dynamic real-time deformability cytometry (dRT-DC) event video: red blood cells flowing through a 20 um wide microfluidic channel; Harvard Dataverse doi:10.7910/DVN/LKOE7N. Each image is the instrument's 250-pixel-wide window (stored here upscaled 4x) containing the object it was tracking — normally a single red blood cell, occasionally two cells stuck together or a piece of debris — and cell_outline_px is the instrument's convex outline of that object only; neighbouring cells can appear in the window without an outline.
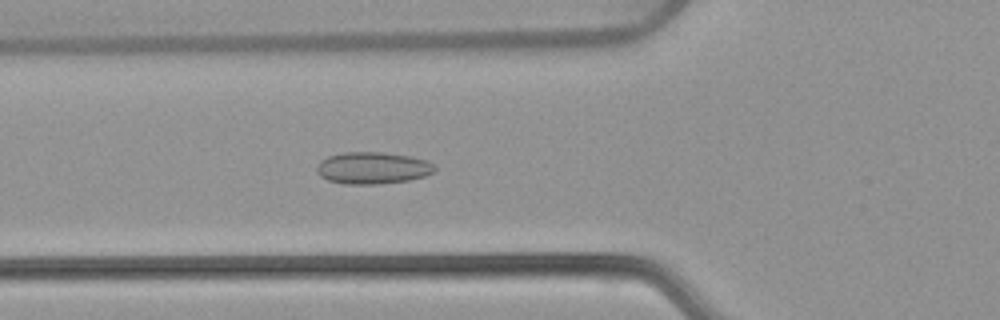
{"species": "common noctule bat (a hibernating species)", "species_latin": "Nyctalus noctula", "temperature_condition": "warm", "stored_images_in_passage": 43, "camera_frame_rate_fps": 3000, "um_per_image_px": 0.085, "animal": {"sex": "female", "body_mass_g": 22.7, "forearm_length_mm": 54.2}, "frame": {"image": 1, "passage_image": 10, "time_ms": 3.0, "image_size_px": [1000, 320], "cell_outline_px": [[436, 168], [432, 172], [424, 176], [408, 180], [380, 184], [344, 184], [328, 180], [320, 176], [316, 172], [316, 168], [320, 160], [328, 156], [344, 152], [380, 152], [412, 156], [424, 160], [432, 164]], "centroid_in_image_um": [31.63, 14.28], "position_along_channel_um": 94.2, "area_um2": 21.91}}
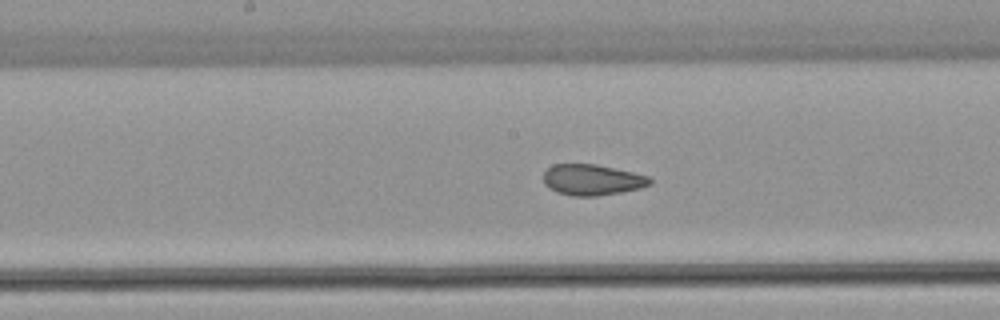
{"frame": {"image": 2, "passage_image": 18, "time_ms": 5.667, "image_size_px": [1000, 320], "cell_outline_px": [[652, 184], [640, 188], [620, 192], [596, 196], [572, 196], [556, 192], [548, 188], [544, 184], [544, 172], [552, 164], [596, 164], [632, 172], [648, 176], [652, 180]], "centroid_in_image_um": [50.31, 15.28], "position_along_channel_um": 197.9, "area_um2": 19.19}}
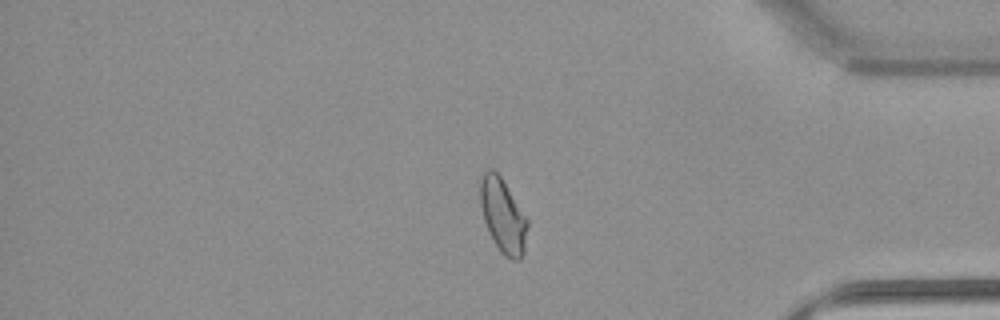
{"frame": {"image": 3, "passage_image": 35, "time_ms": 11.333, "image_size_px": [1000, 320], "cell_outline_px": [[528, 224], [524, 252], [520, 260], [512, 260], [504, 256], [500, 252], [492, 240], [488, 232], [484, 220], [480, 204], [480, 180], [484, 168], [492, 168], [500, 176], [528, 220]], "centroid_in_image_um": [42.73, 18.34], "position_along_channel_um": 392.5, "area_um2": 20.52}, "authors_computed_cell_mechanics": {"area_um2": 20.4612, "velocity_mm_per_s": 3.8823, "shape_relaxation_time_tau1_ms": null, "shape_relaxation_time_tau2_ms": 1.3027, "deformation_change_tau1": null, "deformation_change_tau2": 0.0673}}